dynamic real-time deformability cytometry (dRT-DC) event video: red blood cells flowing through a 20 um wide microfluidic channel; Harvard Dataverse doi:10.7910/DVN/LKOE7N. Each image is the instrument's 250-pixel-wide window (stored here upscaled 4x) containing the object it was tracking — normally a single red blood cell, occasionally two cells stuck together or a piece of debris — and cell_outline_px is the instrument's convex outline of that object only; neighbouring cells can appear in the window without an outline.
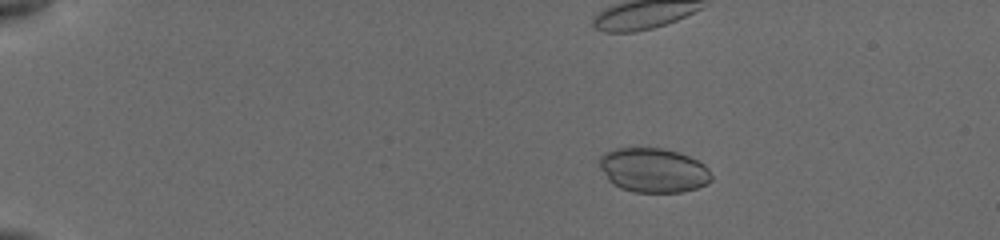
{"species": "common noctule bat (a hibernating species)", "species_latin": "Nyctalus noctula", "temperature_condition": "cold", "stored_images_in_passage": 51, "camera_frame_rate_fps": 3000, "um_per_image_px": 0.085, "animal": {"sex": "female", "body_mass_g": 19.5, "forearm_length_mm": 54.1}, "frame": {"image": 1, "passage_image": 21, "time_ms": 3.667, "image_size_px": [1000, 240], "cell_outline_px": [[712, 180], [696, 188], [680, 192], [636, 192], [620, 188], [612, 184], [608, 180], [600, 168], [600, 156], [604, 152], [616, 148], [660, 148], [676, 152], [688, 156], [704, 164], [708, 168], [712, 176]], "centroid_in_image_um": [55.51, 14.47], "position_along_channel_um": 29.5, "area_um2": 28.84}}